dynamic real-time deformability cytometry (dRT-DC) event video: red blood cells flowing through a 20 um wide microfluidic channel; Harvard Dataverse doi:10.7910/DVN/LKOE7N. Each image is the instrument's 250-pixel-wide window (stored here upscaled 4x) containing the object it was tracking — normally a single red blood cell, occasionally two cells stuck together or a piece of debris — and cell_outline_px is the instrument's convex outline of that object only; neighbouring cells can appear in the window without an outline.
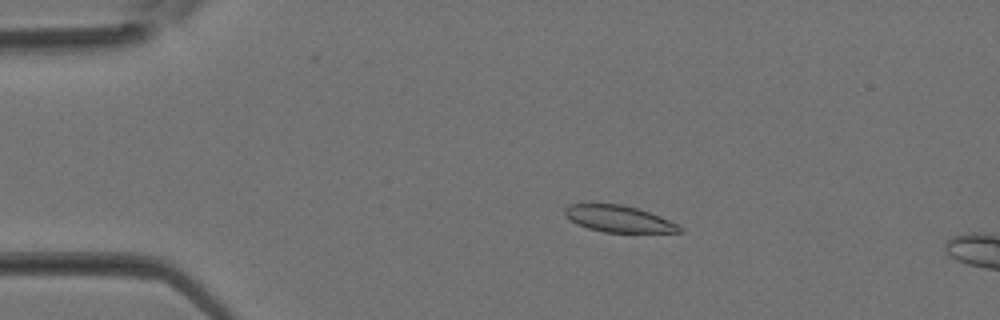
{"species": "Egyptian fruit bat (a non-hibernating species)", "species_latin": "Rousettus aegyptiacus", "temperature_condition": "room temperature", "stored_images_in_passage": 35, "segment_of_instrument_passage": [1, 2], "camera_frame_rate_fps": 3000, "um_per_image_px": 0.085, "animal": {"sex": "female"}, "frame": {"image": 1, "passage_image": 7, "time_ms": 2.0, "image_size_px": [1000, 320], "cell_outline_px": [[684, 232], [604, 232], [588, 228], [576, 224], [564, 212], [564, 208], [568, 204], [620, 204], [636, 208], [660, 216], [684, 228]], "centroid_in_image_um": [52.59, 18.6], "position_along_channel_um": 32.4, "area_um2": 17.51}}
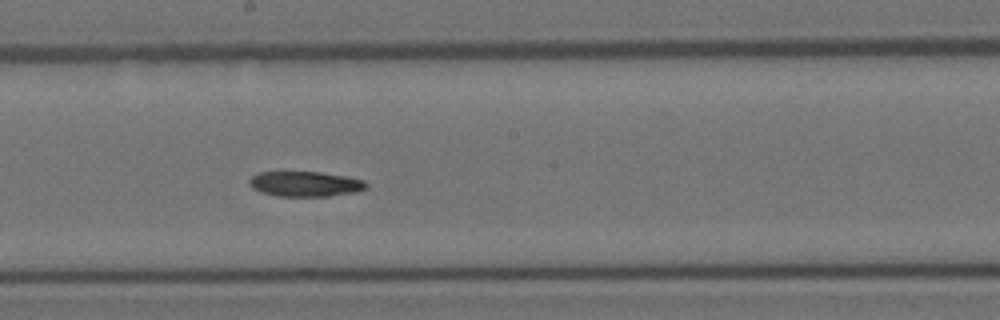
{"frame": {"image": 2, "passage_image": 19, "time_ms": 6.0, "image_size_px": [1000, 320], "cell_outline_px": [[368, 184], [364, 188], [356, 192], [328, 196], [276, 196], [260, 192], [252, 188], [248, 184], [248, 180], [252, 176], [260, 172], [320, 172], [348, 176], [364, 180]], "centroid_in_image_um": [25.92, 15.63], "position_along_channel_um": 222.3, "area_um2": 17.22}}
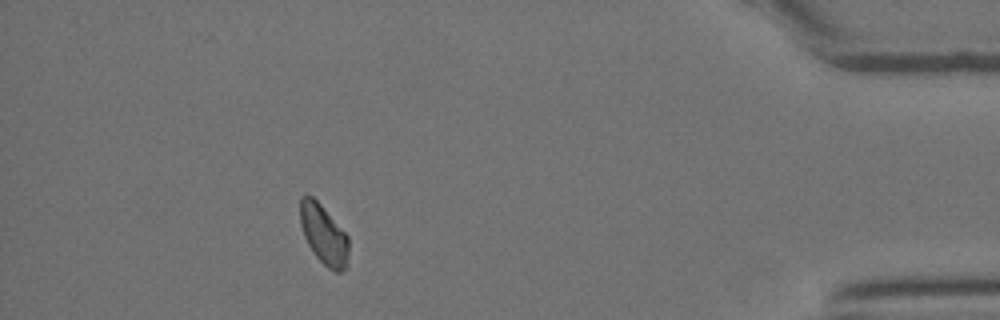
{"frame": {"image": 3, "passage_image": 31, "time_ms": 10.0, "image_size_px": [1000, 320], "cell_outline_px": [[348, 264], [340, 272], [332, 272], [316, 256], [308, 244], [304, 236], [300, 224], [300, 196], [312, 196], [320, 204], [348, 236]], "centroid_in_image_um": [27.51, 19.95], "position_along_channel_um": 407.7, "area_um2": 16.7}}